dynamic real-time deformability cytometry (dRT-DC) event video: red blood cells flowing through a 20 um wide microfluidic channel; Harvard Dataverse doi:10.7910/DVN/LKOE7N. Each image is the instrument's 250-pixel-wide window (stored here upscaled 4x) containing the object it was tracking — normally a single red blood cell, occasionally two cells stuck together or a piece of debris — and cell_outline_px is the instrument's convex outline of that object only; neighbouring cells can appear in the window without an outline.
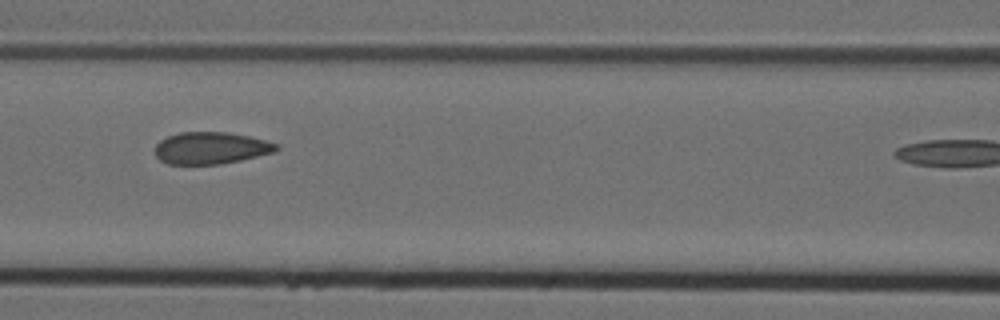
{"species": "Egyptian fruit bat (a non-hibernating species)", "species_latin": "Rousettus aegyptiacus", "temperature_condition": "cold", "stored_images_in_passage": 8, "camera_frame_rate_fps": 3000, "um_per_image_px": 0.085, "animal": {"sex": "female"}, "frame": {"image": 1, "passage_image": 7, "time_ms": 2.0, "image_size_px": [1000, 320], "cell_outline_px": [[280, 148], [272, 152], [240, 160], [220, 164], [168, 164], [160, 160], [156, 156], [156, 144], [160, 140], [168, 136], [180, 132], [228, 132], [248, 136], [264, 140], [276, 144]], "centroid_in_image_um": [17.89, 12.58], "position_along_channel_um": 148.7, "area_um2": 22.37}}